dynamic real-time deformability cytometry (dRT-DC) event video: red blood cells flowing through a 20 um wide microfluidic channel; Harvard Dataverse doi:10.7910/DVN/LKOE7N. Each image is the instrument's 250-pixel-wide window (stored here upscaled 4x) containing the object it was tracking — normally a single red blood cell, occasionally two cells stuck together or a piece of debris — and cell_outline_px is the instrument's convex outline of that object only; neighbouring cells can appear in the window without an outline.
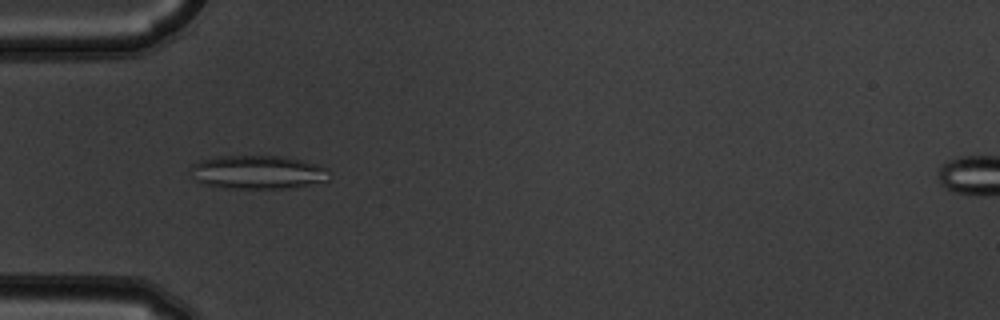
{"species": "common noctule bat (a hibernating species)", "species_latin": "Nyctalus noctula", "temperature_condition": "warm", "stored_images_in_passage": 5, "camera_frame_rate_fps": 3000, "um_per_image_px": 0.085, "animal": {"sex": "male", "body_mass_g": 19.5, "forearm_length_mm": 54.6}, "frame": {"image": 1, "passage_image": 4, "time_ms": 1.0, "image_size_px": [1000, 320], "cell_outline_px": [[328, 180], [288, 188], [224, 188], [204, 184], [196, 180], [192, 168], [192, 164], [200, 160], [216, 156], [284, 156], [320, 164], [328, 168]], "centroid_in_image_um": [21.93, 14.62], "position_along_channel_um": 63.1, "area_um2": 27.05}}
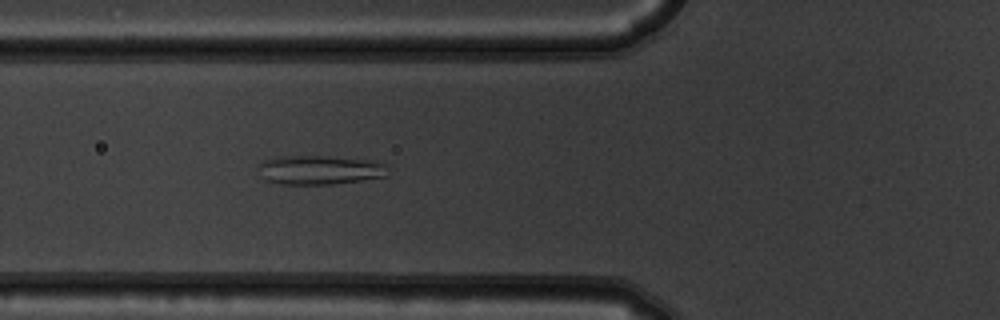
{"frame": {"image": 2, "passage_image": 5, "time_ms": 1.333, "image_size_px": [1000, 320], "cell_outline_px": [[388, 164], [384, 176], [360, 180], [332, 184], [280, 184], [268, 180], [264, 176], [256, 164], [264, 160], [280, 156], [328, 156], [368, 160]], "centroid_in_image_um": [27.15, 14.43], "position_along_channel_um": 98.7, "area_um2": 21.68}}